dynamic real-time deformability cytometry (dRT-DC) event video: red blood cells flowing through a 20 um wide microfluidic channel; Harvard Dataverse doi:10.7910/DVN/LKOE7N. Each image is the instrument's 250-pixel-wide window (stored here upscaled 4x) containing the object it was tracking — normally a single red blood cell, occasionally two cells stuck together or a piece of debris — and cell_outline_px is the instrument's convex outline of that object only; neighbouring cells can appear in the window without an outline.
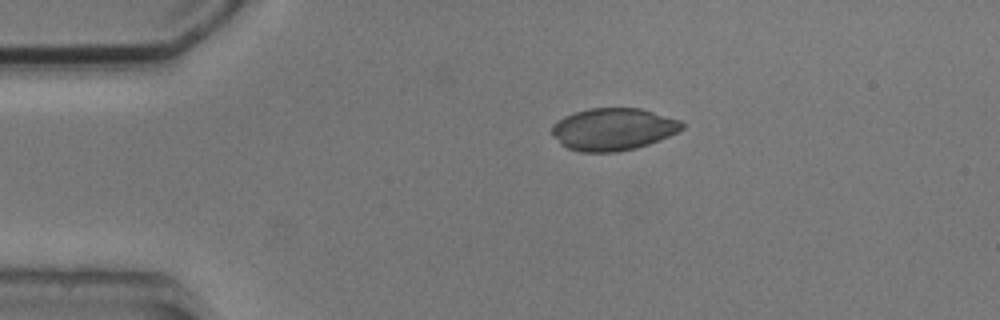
{"species": "common noctule bat (a hibernating species)", "species_latin": "Nyctalus noctula", "temperature_condition": "cold", "stored_images_in_passage": 4, "camera_frame_rate_fps": 3000, "um_per_image_px": 0.085, "animal": {"sex": "male", "body_mass_g": 20.5, "forearm_length_mm": 52.5}, "frame": {"image": 1, "passage_image": 4, "time_ms": 3.333, "image_size_px": [1000, 320], "cell_outline_px": [[684, 128], [668, 136], [648, 144], [636, 148], [616, 152], [580, 152], [568, 148], [560, 144], [552, 132], [552, 124], [564, 116], [588, 108], [640, 108], [680, 120], [684, 124]], "centroid_in_image_um": [52.1, 10.98], "position_along_channel_um": 32.9, "area_um2": 31.91}}